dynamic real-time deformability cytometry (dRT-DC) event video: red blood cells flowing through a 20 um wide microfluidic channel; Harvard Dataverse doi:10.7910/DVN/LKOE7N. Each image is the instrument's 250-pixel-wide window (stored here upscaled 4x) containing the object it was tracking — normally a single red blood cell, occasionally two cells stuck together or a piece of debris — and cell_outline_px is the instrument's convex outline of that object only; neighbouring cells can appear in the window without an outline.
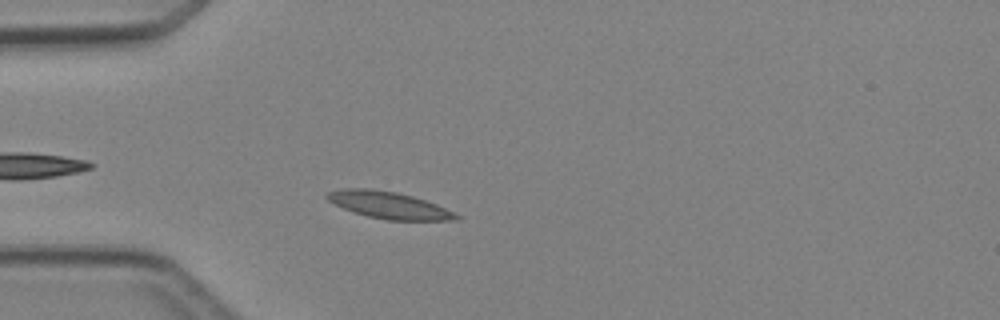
{"species": "Egyptian fruit bat (a non-hibernating species)", "species_latin": "Rousettus aegyptiacus", "temperature_condition": "cold", "stored_images_in_passage": 2, "camera_frame_rate_fps": 3000, "um_per_image_px": 0.085, "animal": {"sex": "female"}, "frame": {"image": 1, "passage_image": 2, "time_ms": 1.333, "image_size_px": [1000, 320], "cell_outline_px": [[460, 220], [388, 220], [368, 216], [344, 208], [328, 200], [324, 196], [328, 192], [344, 188], [364, 188], [396, 192], [412, 196], [436, 204], [460, 216]], "centroid_in_image_um": [33.05, 17.43], "position_along_channel_um": 52.0, "area_um2": 19.83}}